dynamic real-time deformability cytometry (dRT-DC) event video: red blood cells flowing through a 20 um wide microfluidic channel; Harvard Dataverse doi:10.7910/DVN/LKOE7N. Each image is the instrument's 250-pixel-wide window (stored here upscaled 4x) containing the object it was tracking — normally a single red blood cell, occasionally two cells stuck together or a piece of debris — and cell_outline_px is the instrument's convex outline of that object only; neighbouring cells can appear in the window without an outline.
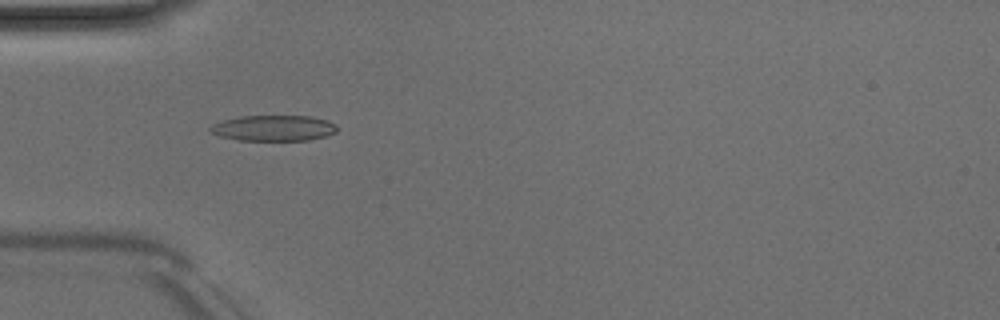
{"species": "Egyptian fruit bat (a non-hibernating species)", "species_latin": "Rousettus aegyptiacus", "temperature_condition": "room temperature", "stored_images_in_passage": 5, "camera_frame_rate_fps": 3000, "um_per_image_px": 0.085, "animal": {"sex": "male"}, "frame": {"image": 1, "passage_image": 4, "time_ms": 5.0, "image_size_px": [1000, 320], "cell_outline_px": [[340, 128], [336, 132], [324, 136], [308, 140], [240, 140], [220, 136], [208, 132], [208, 128], [212, 124], [224, 120], [240, 116], [308, 116], [328, 120], [336, 124]], "centroid_in_image_um": [23.26, 10.88], "position_along_channel_um": 61.7, "area_um2": 19.07}}